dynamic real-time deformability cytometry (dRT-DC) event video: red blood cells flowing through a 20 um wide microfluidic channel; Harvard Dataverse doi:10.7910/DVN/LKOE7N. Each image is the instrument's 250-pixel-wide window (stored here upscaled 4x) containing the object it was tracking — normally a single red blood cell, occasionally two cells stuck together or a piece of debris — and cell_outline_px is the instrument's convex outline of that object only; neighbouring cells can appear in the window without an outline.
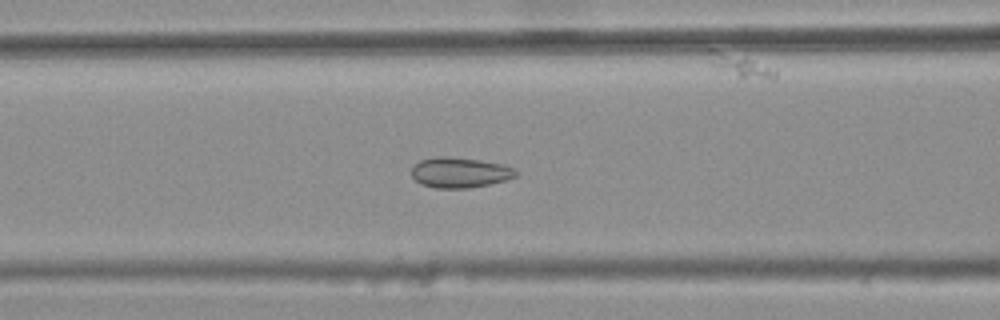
{"species": "common noctule bat (a hibernating species)", "species_latin": "Nyctalus noctula", "temperature_condition": "warm", "stored_images_in_passage": 40, "camera_frame_rate_fps": 3000, "um_per_image_px": 0.085, "animal": {"sex": "female", "body_mass_g": 25.1}, "frame": {"image": 1, "passage_image": 16, "time_ms": 5.0, "image_size_px": [1000, 320], "cell_outline_px": [[520, 172], [516, 176], [504, 180], [488, 184], [468, 188], [436, 188], [420, 184], [412, 176], [412, 168], [420, 160], [440, 156], [448, 156], [480, 160], [504, 164], [516, 168]], "centroid_in_image_um": [39.12, 14.66], "position_along_channel_um": 127.5, "area_um2": 18.5}}
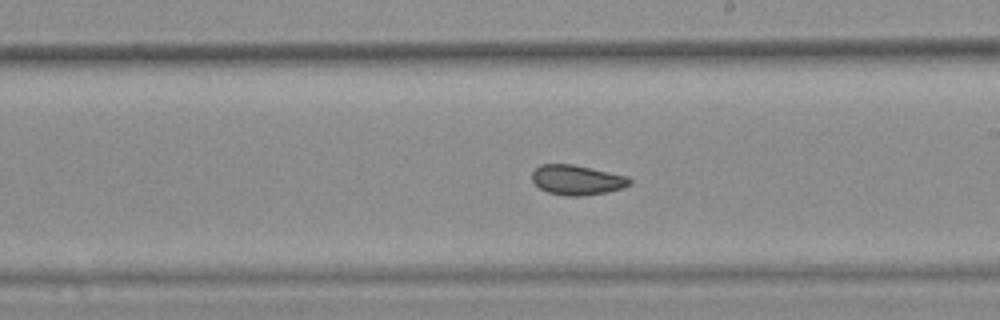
{"frame": {"image": 2, "passage_image": 25, "time_ms": 8.0, "image_size_px": [1000, 320], "cell_outline_px": [[632, 184], [608, 192], [584, 196], [564, 196], [548, 192], [540, 188], [532, 180], [532, 172], [540, 164], [572, 164], [628, 176], [632, 180]], "centroid_in_image_um": [49.05, 15.3], "position_along_channel_um": 240.0, "area_um2": 17.05}}
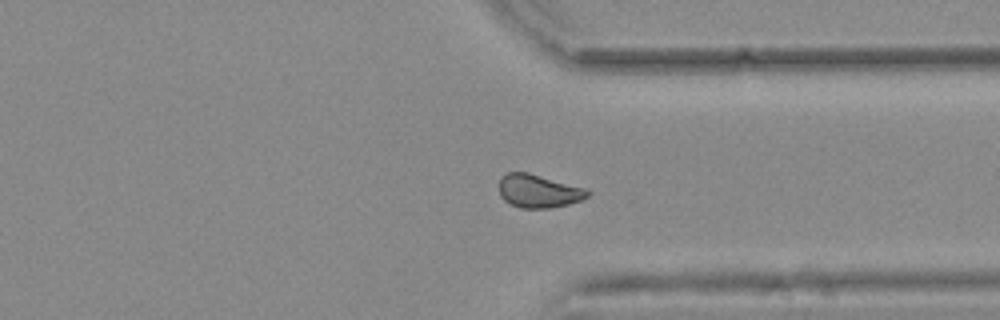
{"frame": {"image": 3, "passage_image": 35, "time_ms": 11.333, "image_size_px": [1000, 320], "cell_outline_px": [[592, 192], [588, 196], [580, 200], [568, 204], [548, 208], [520, 208], [504, 200], [500, 196], [500, 180], [508, 172], [528, 172], [584, 188]], "centroid_in_image_um": [45.78, 16.24], "position_along_channel_um": 365.6, "area_um2": 16.88}, "authors_computed_cell_mechanics": {"area_um2": 17.4267, "velocity_mm_per_s": 3.7602, "shape_relaxation_time_tau1_ms": null, "shape_relaxation_time_tau2_ms": 0.8598, "deformation_change_tau1": null, "deformation_change_tau2": 0.0589}}